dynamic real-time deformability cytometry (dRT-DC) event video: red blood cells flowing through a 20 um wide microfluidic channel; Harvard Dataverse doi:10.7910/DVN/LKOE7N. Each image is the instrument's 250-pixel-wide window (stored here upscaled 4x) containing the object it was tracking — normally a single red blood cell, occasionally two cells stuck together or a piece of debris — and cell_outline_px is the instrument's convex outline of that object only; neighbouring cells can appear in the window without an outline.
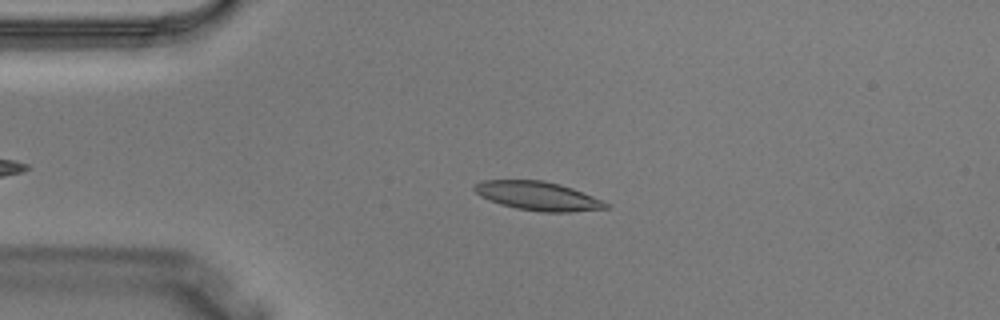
{"species": "Egyptian fruit bat (a non-hibernating species)", "species_latin": "Rousettus aegyptiacus", "temperature_condition": "warm", "stored_images_in_passage": 3, "camera_frame_rate_fps": 3000, "um_per_image_px": 0.085, "animal": {"sex": "male"}, "frame": {"image": 1, "passage_image": 3, "time_ms": 0.667, "image_size_px": [1000, 320], "cell_outline_px": [[608, 208], [568, 212], [540, 212], [516, 208], [500, 204], [488, 200], [480, 196], [472, 188], [480, 180], [544, 180], [560, 184], [572, 188], [592, 196], [608, 204]], "centroid_in_image_um": [45.67, 16.65], "position_along_channel_um": 39.3, "area_um2": 21.96}}